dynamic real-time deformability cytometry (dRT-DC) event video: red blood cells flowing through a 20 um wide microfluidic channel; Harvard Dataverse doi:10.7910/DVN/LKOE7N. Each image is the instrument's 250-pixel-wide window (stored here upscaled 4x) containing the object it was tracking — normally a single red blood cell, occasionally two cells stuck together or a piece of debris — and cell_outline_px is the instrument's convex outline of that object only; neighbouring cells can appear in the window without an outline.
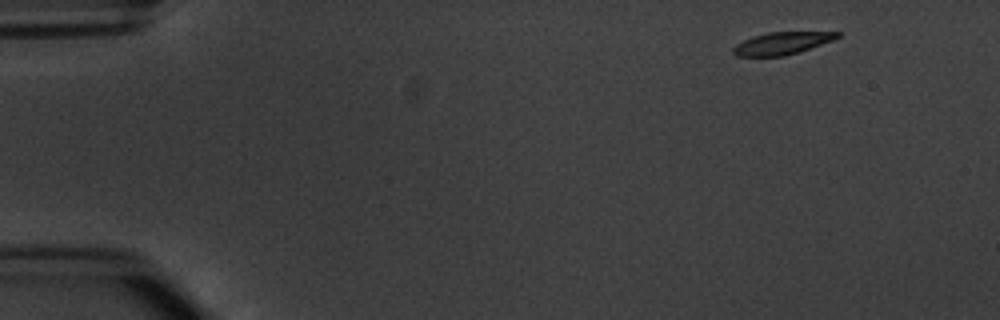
{"species": "common noctule bat (a hibernating species)", "species_latin": "Nyctalus noctula", "temperature_condition": "warm", "stored_images_in_passage": 4, "camera_frame_rate_fps": 3000, "um_per_image_px": 0.085, "animal": {"sex": "male", "body_mass_g": 20.1, "forearm_length_mm": 53.5}, "frame": {"image": 1, "passage_image": 1, "time_ms": 0.0, "image_size_px": [1000, 320], "cell_outline_px": [[840, 36], [832, 40], [800, 52], [784, 56], [736, 56], [732, 52], [732, 48], [736, 44], [752, 36], [768, 32], [840, 32]], "centroid_in_image_um": [66.43, 3.68], "position_along_channel_um": 18.6, "area_um2": 13.53}}
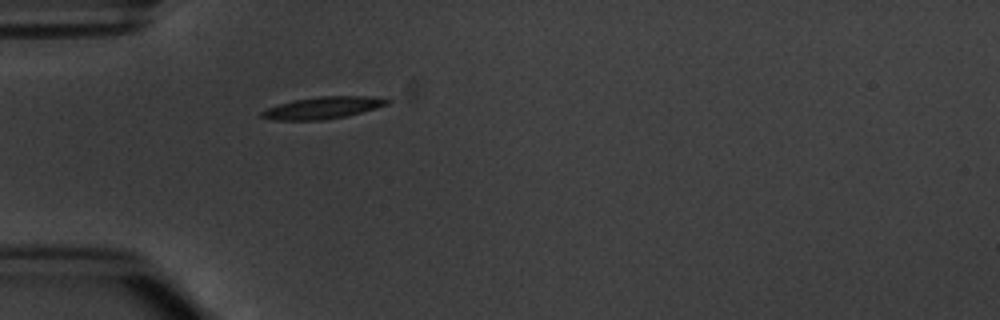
{"frame": {"image": 2, "passage_image": 4, "time_ms": 3.667, "image_size_px": [1000, 320], "cell_outline_px": [[392, 100], [388, 104], [376, 108], [344, 116], [324, 120], [272, 120], [260, 116], [260, 112], [276, 104], [292, 100], [320, 96], [372, 96]], "centroid_in_image_um": [27.4, 9.15], "position_along_channel_um": 57.6, "area_um2": 16.07}}